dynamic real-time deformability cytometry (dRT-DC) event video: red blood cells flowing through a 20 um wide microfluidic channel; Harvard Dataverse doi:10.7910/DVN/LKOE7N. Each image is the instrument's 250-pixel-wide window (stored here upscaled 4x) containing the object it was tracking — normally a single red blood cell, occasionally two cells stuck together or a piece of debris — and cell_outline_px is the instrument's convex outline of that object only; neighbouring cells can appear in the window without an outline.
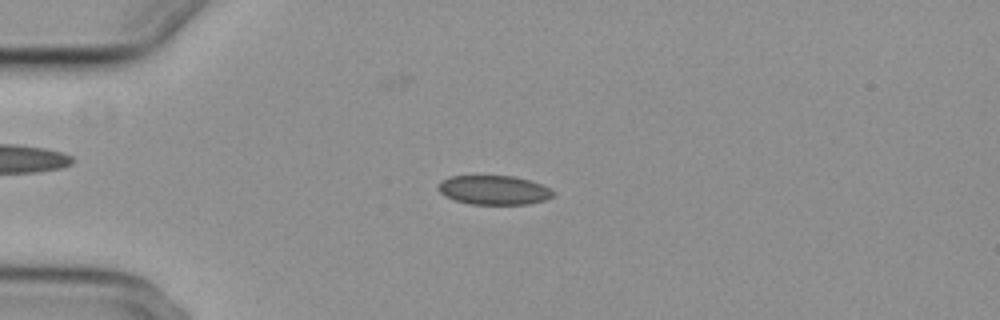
{"species": "common noctule bat (a hibernating species)", "species_latin": "Nyctalus noctula", "temperature_condition": "cold", "stored_images_in_passage": 6, "camera_frame_rate_fps": 3000, "um_per_image_px": 0.085, "animal": {"sex": "female", "body_mass_g": 29.2, "forearm_length_mm": 56.3}, "frame": {"image": 1, "passage_image": 4, "time_ms": 3.333, "image_size_px": [1000, 320], "cell_outline_px": [[556, 192], [552, 196], [544, 200], [528, 204], [472, 204], [456, 200], [444, 196], [436, 188], [436, 184], [440, 180], [448, 176], [516, 176], [532, 180]], "centroid_in_image_um": [41.94, 16.14], "position_along_channel_um": 43.1, "area_um2": 19.71}}
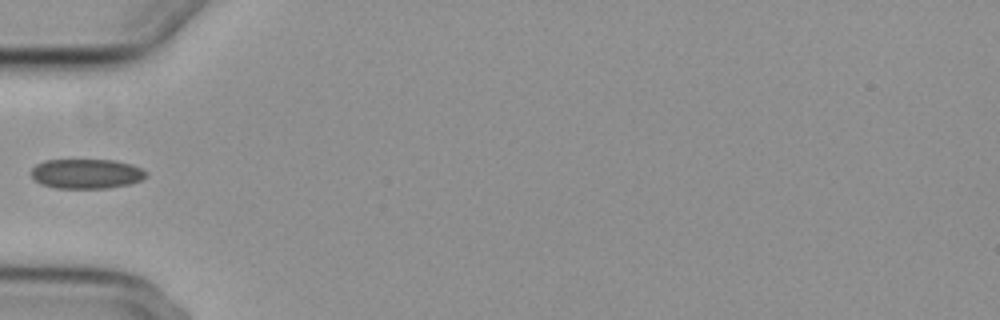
{"frame": {"image": 2, "passage_image": 5, "time_ms": 5.0, "image_size_px": [1000, 320], "cell_outline_px": [[148, 176], [140, 180], [128, 184], [104, 188], [56, 188], [40, 184], [32, 176], [32, 168], [36, 164], [44, 160], [116, 160], [132, 164], [148, 172]], "centroid_in_image_um": [7.35, 14.76], "position_along_channel_um": 77.6, "area_um2": 19.88}}
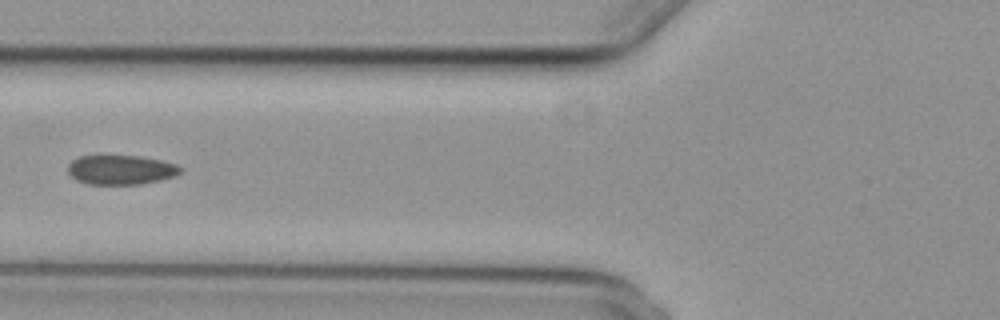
{"frame": {"image": 3, "passage_image": 6, "time_ms": 6.0, "image_size_px": [1000, 320], "cell_outline_px": [[184, 168], [176, 176], [160, 180], [140, 184], [88, 184], [76, 180], [68, 172], [68, 164], [72, 160], [80, 156], [140, 156], [160, 160], [176, 164]], "centroid_in_image_um": [10.29, 14.43], "position_along_channel_um": 115.5, "area_um2": 19.31}}